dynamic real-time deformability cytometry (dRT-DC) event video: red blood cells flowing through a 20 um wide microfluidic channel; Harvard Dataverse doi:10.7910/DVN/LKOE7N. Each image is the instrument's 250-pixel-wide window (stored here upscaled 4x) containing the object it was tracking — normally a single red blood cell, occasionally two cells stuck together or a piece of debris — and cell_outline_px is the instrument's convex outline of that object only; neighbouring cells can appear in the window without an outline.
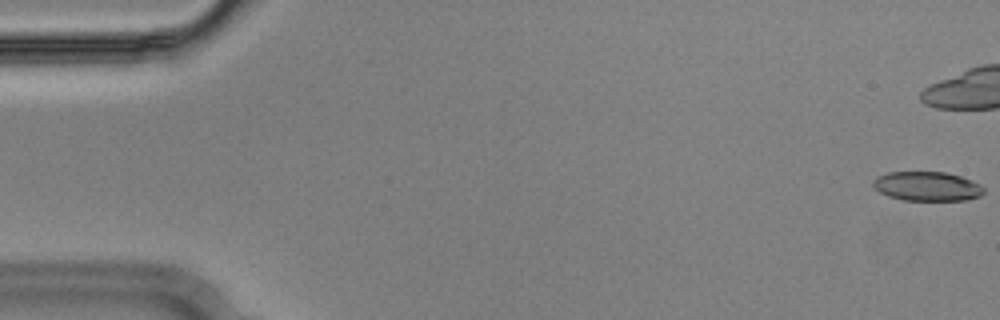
{"species": "Egyptian fruit bat (a non-hibernating species)", "species_latin": "Rousettus aegyptiacus", "temperature_condition": "cold", "stored_images_in_passage": 44, "camera_frame_rate_fps": 3000, "um_per_image_px": 0.085, "animal": {"sex": "male"}, "frame": {"image": 1, "passage_image": 1, "time_ms": 0.0, "image_size_px": [1000, 320], "cell_outline_px": [[984, 192], [980, 196], [968, 200], [904, 200], [888, 196], [880, 192], [872, 184], [872, 180], [876, 176], [888, 172], [944, 172], [960, 176], [972, 180], [980, 184], [984, 188]], "centroid_in_image_um": [78.81, 15.83], "position_along_channel_um": 6.2, "area_um2": 18.96}}
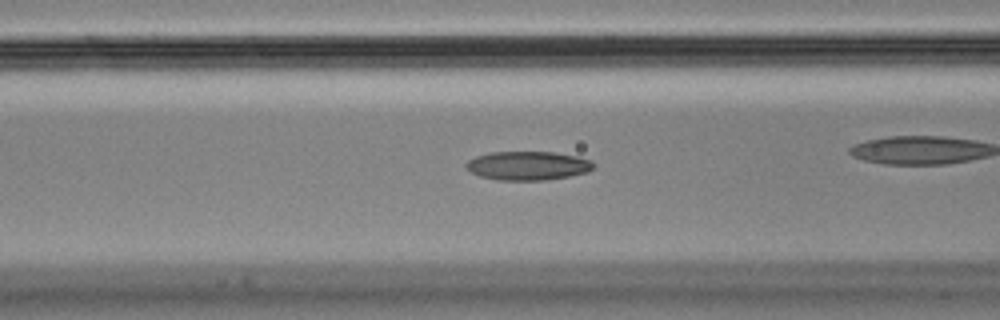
{"frame": {"image": 2, "passage_image": 22, "time_ms": 7.0, "image_size_px": [1000, 320], "cell_outline_px": [[596, 164], [588, 172], [568, 176], [544, 180], [496, 180], [480, 176], [472, 172], [464, 164], [468, 160], [476, 156], [492, 152], [556, 152], [576, 156], [592, 160]], "centroid_in_image_um": [44.88, 14.08], "position_along_channel_um": 121.7, "area_um2": 21.39}}
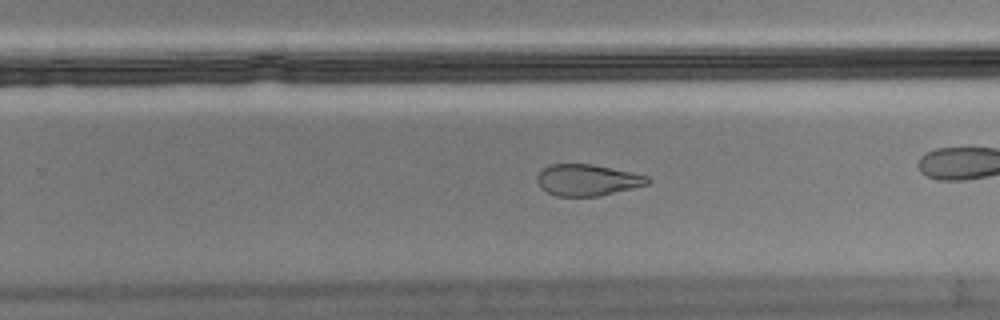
{"frame": {"image": 3, "passage_image": 35, "time_ms": 11.333, "image_size_px": [1000, 320], "cell_outline_px": [[648, 184], [600, 196], [556, 196], [540, 188], [536, 180], [536, 176], [544, 168], [552, 164], [592, 164], [632, 172], [648, 176]], "centroid_in_image_um": [49.9, 15.3], "position_along_channel_um": 279.9, "area_um2": 20.11}}